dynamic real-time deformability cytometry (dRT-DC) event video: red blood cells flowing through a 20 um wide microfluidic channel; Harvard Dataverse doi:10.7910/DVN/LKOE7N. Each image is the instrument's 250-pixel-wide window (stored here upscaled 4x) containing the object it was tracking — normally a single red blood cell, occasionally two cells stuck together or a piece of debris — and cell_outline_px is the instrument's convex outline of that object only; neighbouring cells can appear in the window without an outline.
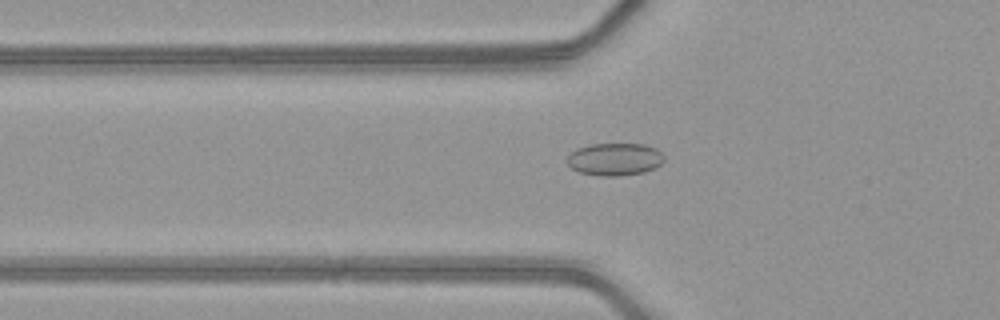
{"species": "common noctule bat (a hibernating species)", "species_latin": "Nyctalus noctula", "temperature_condition": "warm", "stored_images_in_passage": 50, "camera_frame_rate_fps": 3000, "um_per_image_px": 0.085, "animal": {"sex": "female", "body_mass_g": 21.9}, "frame": {"image": 1, "passage_image": 17, "time_ms": 5.333, "image_size_px": [1000, 320], "cell_outline_px": [[664, 160], [656, 168], [644, 172], [620, 176], [600, 176], [580, 172], [572, 168], [568, 164], [568, 156], [576, 148], [588, 144], [644, 144], [656, 148], [664, 156]], "centroid_in_image_um": [52.27, 13.53], "position_along_channel_um": 73.5, "area_um2": 18.44}}
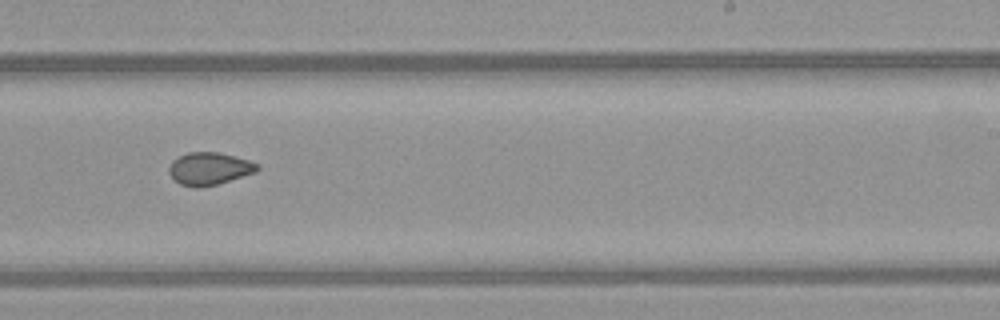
{"frame": {"image": 2, "passage_image": 31, "time_ms": 10.0, "image_size_px": [1000, 320], "cell_outline_px": [[260, 168], [256, 172], [216, 184], [196, 188], [180, 184], [168, 172], [168, 168], [172, 160], [188, 152], [220, 152], [236, 156], [260, 164]], "centroid_in_image_um": [17.8, 14.32], "position_along_channel_um": 271.2, "area_um2": 16.7}}
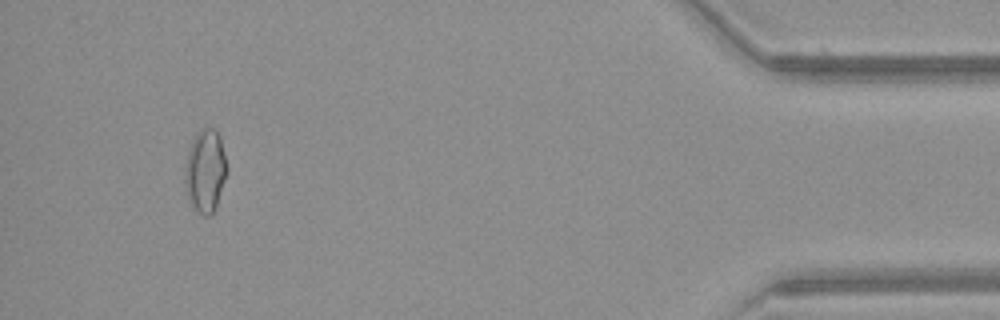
{"frame": {"image": 3, "passage_image": 46, "time_ms": 15.0, "image_size_px": [1000, 320], "cell_outline_px": [[228, 172], [216, 204], [212, 212], [208, 216], [204, 216], [188, 200], [184, 180], [184, 176], [188, 148], [196, 132], [200, 128], [216, 128], [220, 136], [228, 168]], "centroid_in_image_um": [17.45, 14.46], "position_along_channel_um": 417.7, "area_um2": 20.35}, "authors_computed_cell_mechanics": {"area_um2": 18.0047, "velocity_mm_per_s": 4.2086, "shape_relaxation_time_tau1_ms": null, "shape_relaxation_time_tau2_ms": 2.2955, "deformation_change_tau1": null, "deformation_change_tau2": 0.0493}}